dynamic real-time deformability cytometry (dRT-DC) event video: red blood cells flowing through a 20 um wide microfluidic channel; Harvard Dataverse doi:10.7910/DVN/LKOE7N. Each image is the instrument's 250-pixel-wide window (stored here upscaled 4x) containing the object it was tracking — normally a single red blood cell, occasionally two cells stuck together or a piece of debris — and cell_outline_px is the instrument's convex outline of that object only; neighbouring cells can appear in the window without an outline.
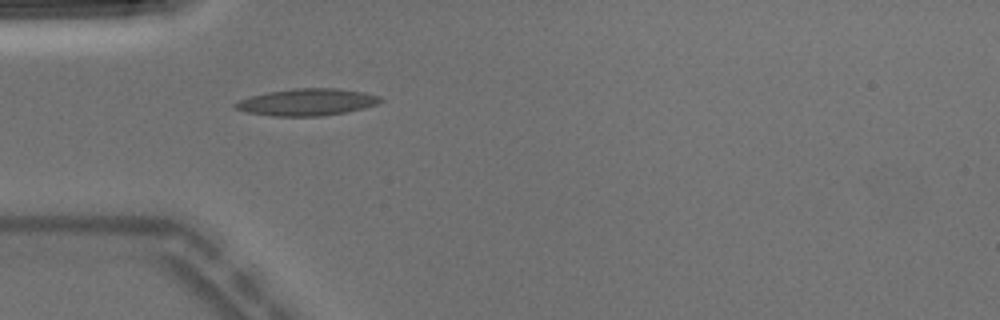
{"species": "Egyptian fruit bat (a non-hibernating species)", "species_latin": "Rousettus aegyptiacus", "temperature_condition": "warm", "stored_images_in_passage": 1, "camera_frame_rate_fps": 3000, "um_per_image_px": 0.085, "animal": {"sex": "male"}, "frame": {"image": 1, "passage_image": 1, "time_ms": 0.0, "image_size_px": [1000, 320], "cell_outline_px": [[384, 100], [376, 104], [364, 108], [344, 112], [320, 116], [272, 116], [244, 112], [236, 108], [232, 104], [236, 100], [268, 92], [292, 88], [340, 88], [364, 92], [380, 96]], "centroid_in_image_um": [26.07, 8.67], "position_along_channel_um": 58.9, "area_um2": 22.89}}